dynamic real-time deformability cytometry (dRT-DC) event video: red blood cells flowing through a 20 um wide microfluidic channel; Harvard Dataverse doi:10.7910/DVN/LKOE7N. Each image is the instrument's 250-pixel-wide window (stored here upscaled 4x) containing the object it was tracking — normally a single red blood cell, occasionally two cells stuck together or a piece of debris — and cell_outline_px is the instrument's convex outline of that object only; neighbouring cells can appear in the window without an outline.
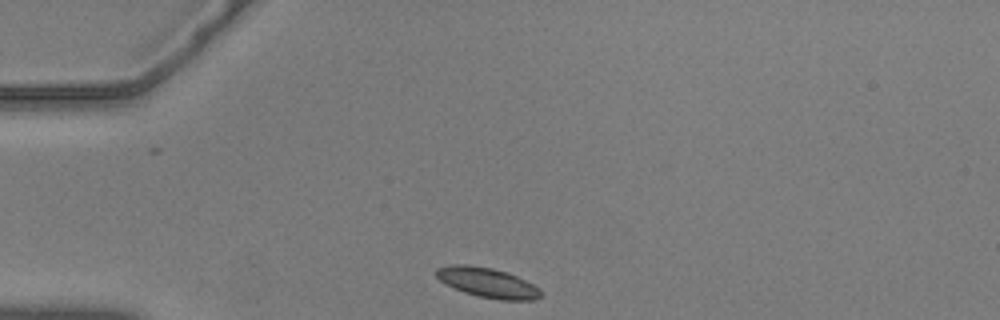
{"species": "common noctule bat (a hibernating species)", "species_latin": "Nyctalus noctula", "temperature_condition": "warm", "stored_images_in_passage": 36, "camera_frame_rate_fps": 3000, "um_per_image_px": 0.085, "animal": {"sex": "male", "body_mass_g": 20.5, "forearm_length_mm": 52.5}, "frame": {"image": 1, "passage_image": 1, "time_ms": 0.0, "image_size_px": [1000, 320], "cell_outline_px": [[544, 296], [536, 300], [500, 300], [480, 296], [464, 292], [444, 284], [436, 276], [436, 268], [452, 264], [468, 264], [492, 268], [508, 272], [540, 288], [544, 292]], "centroid_in_image_um": [41.47, 24.02], "position_along_channel_um": 43.5, "area_um2": 18.38}}
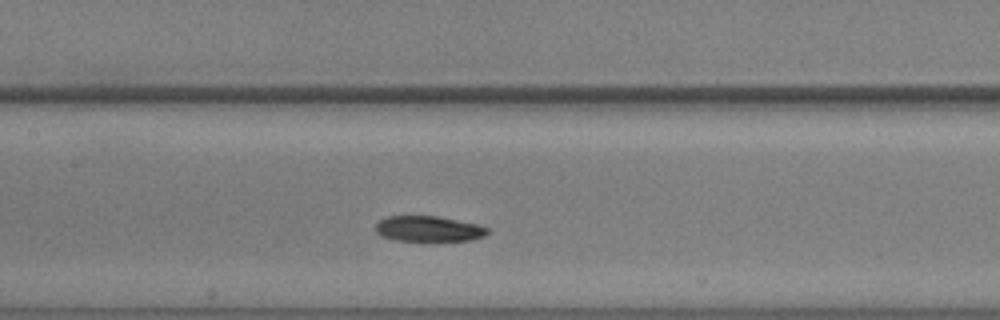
{"frame": {"image": 2, "passage_image": 14, "time_ms": 4.333, "image_size_px": [1000, 320], "cell_outline_px": [[488, 232], [484, 236], [472, 240], [396, 240], [380, 236], [376, 232], [376, 224], [380, 220], [388, 216], [436, 216], [480, 224], [488, 228]], "centroid_in_image_um": [36.44, 19.44], "position_along_channel_um": 171.0, "area_um2": 16.53}}
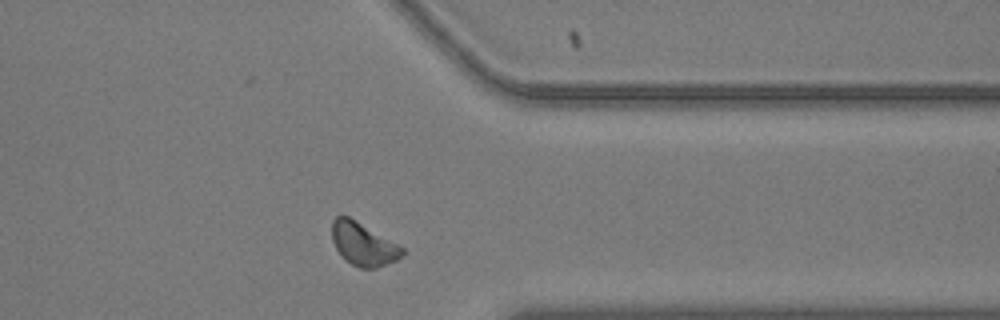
{"frame": {"image": 3, "passage_image": 32, "time_ms": 10.333, "image_size_px": [1000, 320], "cell_outline_px": [[404, 256], [396, 260], [376, 268], [360, 268], [344, 260], [336, 248], [332, 240], [332, 220], [336, 216], [348, 216], [356, 220], [404, 248]], "centroid_in_image_um": [30.86, 20.75], "position_along_channel_um": 380.5, "area_um2": 17.51}, "authors_computed_cell_mechanics": {"area_um2": 17.6868, "velocity_mm_per_s": 3.5822, "shape_relaxation_time_tau1_ms": 4.9742, "shape_relaxation_time_tau2_ms": 7.1859, "deformation_change_tau1": 0.1321, "deformation_change_tau2": 0.0808}}